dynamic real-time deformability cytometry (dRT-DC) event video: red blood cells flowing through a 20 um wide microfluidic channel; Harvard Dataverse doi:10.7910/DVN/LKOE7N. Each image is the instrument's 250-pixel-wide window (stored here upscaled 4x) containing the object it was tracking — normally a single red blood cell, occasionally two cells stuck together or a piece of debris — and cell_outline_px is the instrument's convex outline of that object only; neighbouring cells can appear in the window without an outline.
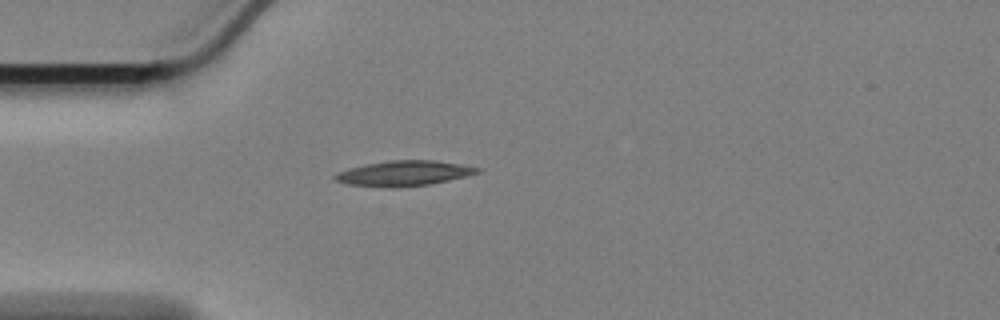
{"species": "Egyptian fruit bat (a non-hibernating species)", "species_latin": "Rousettus aegyptiacus", "temperature_condition": "cold", "stored_images_in_passage": 18, "camera_frame_rate_fps": 3000, "um_per_image_px": 0.085, "animal": {"sex": "female"}, "frame": {"image": 1, "passage_image": 1, "time_ms": 0.0, "image_size_px": [1000, 320], "cell_outline_px": [[484, 168], [480, 172], [468, 176], [428, 184], [396, 188], [392, 188], [348, 184], [336, 180], [332, 176], [336, 172], [348, 168], [364, 164], [388, 160], [432, 160], [460, 164]], "centroid_in_image_um": [34.33, 14.72], "position_along_channel_um": 50.7, "area_um2": 21.04}}
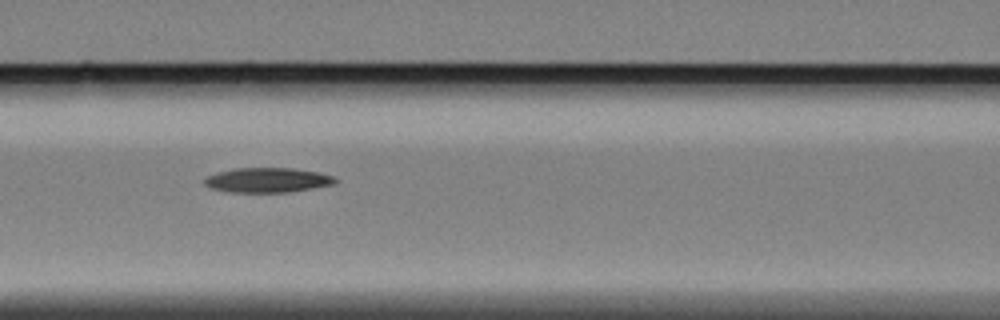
{"frame": {"image": 2, "passage_image": 10, "time_ms": 3.0, "image_size_px": [1000, 320], "cell_outline_px": [[340, 180], [336, 184], [288, 192], [228, 192], [212, 188], [204, 184], [204, 180], [208, 176], [232, 168], [292, 168], [320, 172], [336, 176]], "centroid_in_image_um": [22.82, 15.3], "position_along_channel_um": 143.8, "area_um2": 18.96}}
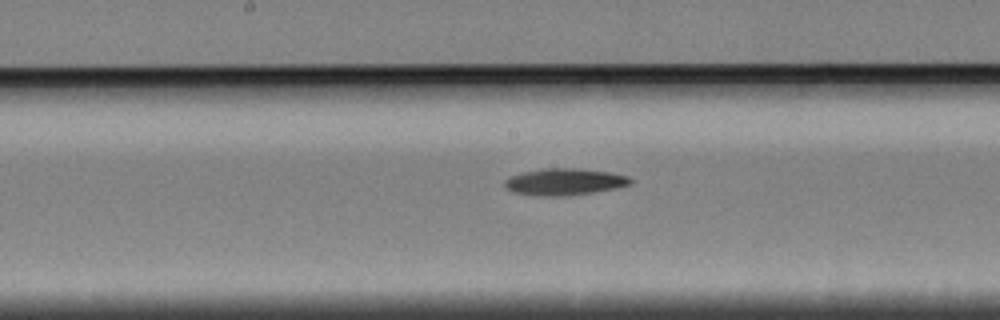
{"frame": {"image": 3, "passage_image": 15, "time_ms": 4.667, "image_size_px": [1000, 320], "cell_outline_px": [[632, 184], [616, 188], [568, 196], [540, 196], [512, 192], [504, 188], [504, 180], [512, 176], [524, 172], [544, 168], [572, 168], [608, 172], [628, 176], [632, 180]], "centroid_in_image_um": [47.95, 15.46], "position_along_channel_um": 200.2, "area_um2": 19.54}}